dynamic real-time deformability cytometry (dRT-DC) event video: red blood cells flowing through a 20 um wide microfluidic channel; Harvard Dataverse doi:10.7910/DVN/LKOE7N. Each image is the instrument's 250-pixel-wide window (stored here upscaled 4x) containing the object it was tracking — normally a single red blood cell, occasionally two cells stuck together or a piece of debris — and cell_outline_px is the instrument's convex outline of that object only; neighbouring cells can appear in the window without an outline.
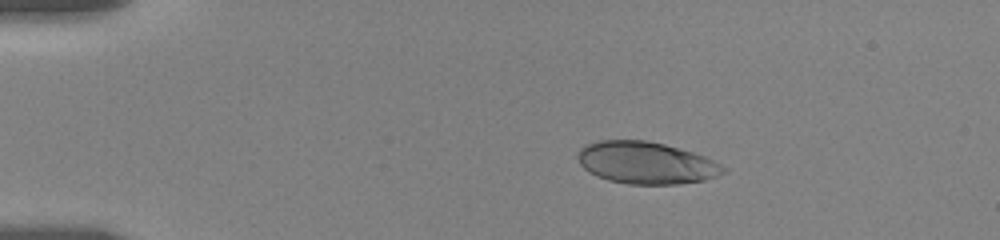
{"species": "human", "species_latin": "Homo sapiens", "temperature_condition": "room temperature", "stored_images_in_passage": 4, "camera_frame_rate_fps": 3000, "um_per_image_px": 0.085, "donor": {"sex": "female"}, "frame": {"image": 1, "passage_image": 1, "time_ms": 0.0, "image_size_px": [1000, 240], "cell_outline_px": [[728, 172], [704, 180], [676, 184], [628, 184], [608, 180], [596, 176], [588, 172], [580, 164], [576, 156], [580, 148], [584, 144], [600, 140], [644, 140], [664, 144], [692, 152], [704, 156], [720, 164]], "centroid_in_image_um": [54.87, 13.84], "position_along_channel_um": 30.1, "area_um2": 35.72}}